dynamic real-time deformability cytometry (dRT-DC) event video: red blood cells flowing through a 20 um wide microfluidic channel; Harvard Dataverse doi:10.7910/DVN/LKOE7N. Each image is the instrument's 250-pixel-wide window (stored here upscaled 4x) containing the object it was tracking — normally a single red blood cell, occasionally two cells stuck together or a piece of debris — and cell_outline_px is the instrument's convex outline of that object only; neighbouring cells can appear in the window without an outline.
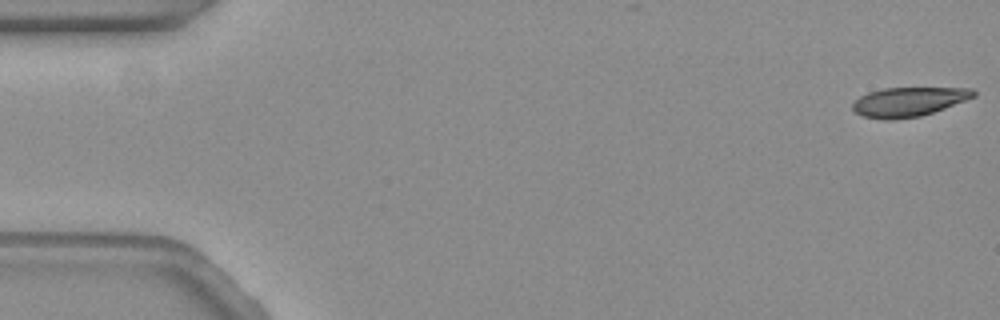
{"species": "common noctule bat (a hibernating species)", "species_latin": "Nyctalus noctula", "temperature_condition": "warm", "stored_images_in_passage": 6, "camera_frame_rate_fps": 3000, "um_per_image_px": 0.085, "animal": {"sex": "female", "body_mass_g": 19.3, "forearm_length_mm": 54.1}, "frame": {"image": 1, "passage_image": 1, "time_ms": 0.0, "image_size_px": [1000, 320], "cell_outline_px": [[976, 96], [944, 108], [920, 116], [892, 120], [884, 120], [864, 116], [856, 112], [852, 108], [852, 104], [860, 96], [868, 92], [884, 88], [972, 88], [976, 92]], "centroid_in_image_um": [77.22, 8.65], "position_along_channel_um": 7.8, "area_um2": 20.46}}